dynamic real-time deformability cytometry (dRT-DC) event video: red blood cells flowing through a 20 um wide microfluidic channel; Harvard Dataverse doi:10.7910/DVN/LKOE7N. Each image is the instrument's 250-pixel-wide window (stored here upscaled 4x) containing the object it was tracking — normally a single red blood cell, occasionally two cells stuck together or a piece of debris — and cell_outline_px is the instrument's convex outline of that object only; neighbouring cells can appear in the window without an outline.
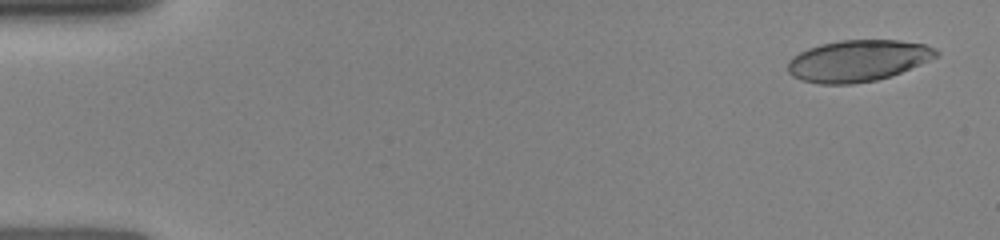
{"species": "human", "species_latin": "Homo sapiens", "temperature_condition": "room temperature", "stored_images_in_passage": 27, "camera_frame_rate_fps": 3000, "um_per_image_px": 0.085, "donor": {"sex": "female"}, "frame": {"image": 1, "passage_image": 1, "time_ms": 0.0, "image_size_px": [1000, 240], "cell_outline_px": [[940, 56], [892, 76], [876, 80], [852, 84], [820, 84], [800, 80], [792, 76], [788, 72], [788, 60], [792, 56], [808, 48], [820, 44], [840, 40], [900, 40], [924, 44], [936, 48], [940, 52]], "centroid_in_image_um": [72.94, 5.16], "position_along_channel_um": 12.1, "area_um2": 36.24}}
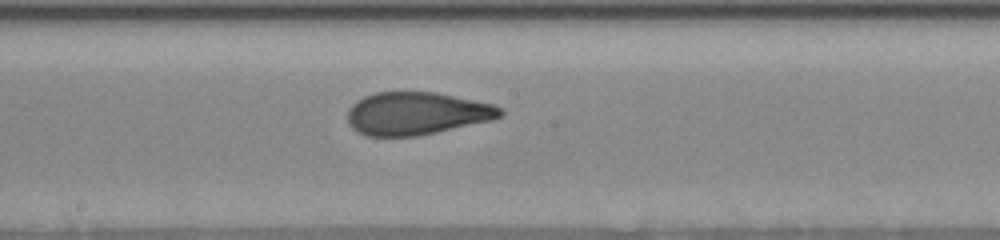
{"frame": {"image": 2, "passage_image": 15, "time_ms": 8.0, "image_size_px": [1000, 240], "cell_outline_px": [[504, 112], [500, 116], [492, 120], [436, 132], [416, 136], [368, 136], [352, 128], [348, 124], [348, 108], [356, 100], [364, 96], [376, 92], [436, 92], [492, 104], [504, 108]], "centroid_in_image_um": [35.4, 9.64], "position_along_channel_um": 212.8, "area_um2": 37.97}}
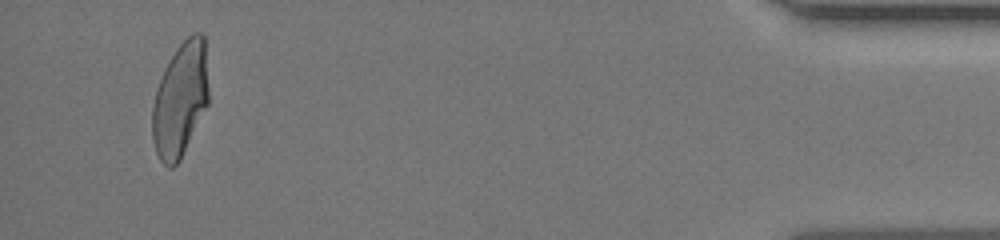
{"frame": {"image": 3, "passage_image": 26, "time_ms": 14.667, "image_size_px": [1000, 240], "cell_outline_px": [[208, 104], [180, 160], [172, 168], [168, 168], [160, 160], [156, 152], [152, 140], [152, 108], [156, 88], [176, 48], [192, 32], [200, 32], [204, 36], [208, 88]], "centroid_in_image_um": [15.32, 8.49], "position_along_channel_um": 419.9, "area_um2": 37.34}}